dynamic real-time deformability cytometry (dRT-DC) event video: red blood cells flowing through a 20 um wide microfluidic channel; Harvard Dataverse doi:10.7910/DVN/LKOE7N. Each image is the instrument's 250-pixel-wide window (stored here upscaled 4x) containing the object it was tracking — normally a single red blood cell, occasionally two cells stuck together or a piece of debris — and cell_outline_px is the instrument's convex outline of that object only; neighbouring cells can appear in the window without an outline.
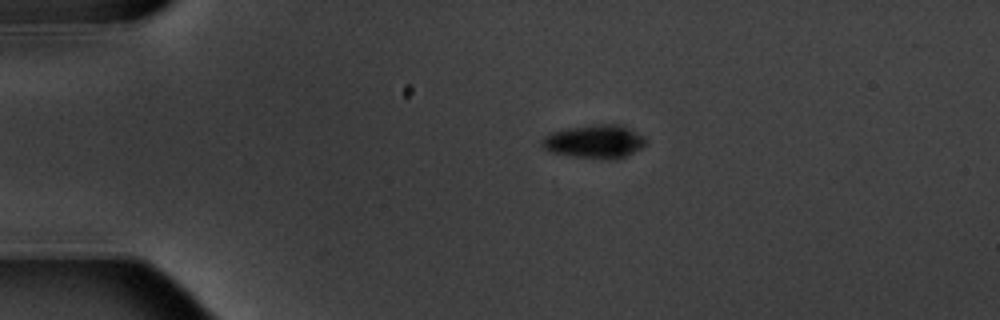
{"species": "common noctule bat (a hibernating species)", "species_latin": "Nyctalus noctula", "temperature_condition": "warm", "stored_images_in_passage": 5, "camera_frame_rate_fps": 3000, "um_per_image_px": 0.085, "animal": {"sex": "male", "body_mass_g": 20.1, "forearm_length_mm": 53.5}, "frame": {"image": 1, "passage_image": 3, "time_ms": 2.333, "image_size_px": [1000, 320], "cell_outline_px": [[648, 144], [624, 156], [608, 160], [604, 160], [572, 156], [552, 152], [544, 148], [540, 144], [540, 140], [544, 136], [552, 132], [564, 128], [596, 124], [624, 124], [648, 140]], "centroid_in_image_um": [50.54, 12.02], "position_along_channel_um": 34.5, "area_um2": 20.46}}
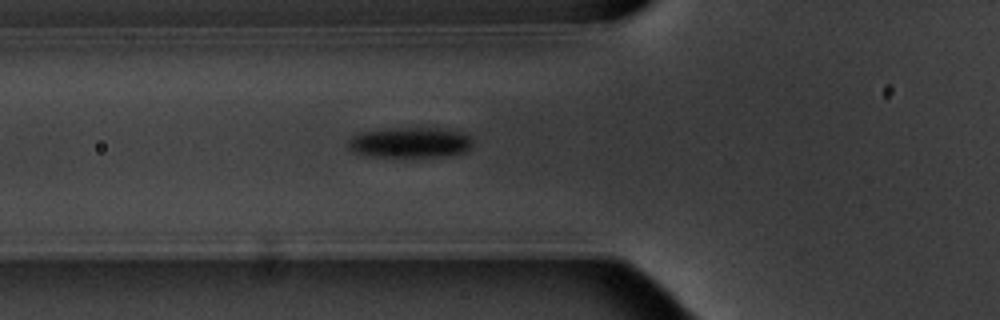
{"frame": {"image": 2, "passage_image": 5, "time_ms": 5.333, "image_size_px": [1000, 320], "cell_outline_px": [[472, 148], [464, 152], [444, 156], [368, 156], [352, 152], [348, 148], [348, 140], [352, 136], [360, 132], [396, 128], [444, 128], [464, 132], [472, 140]], "centroid_in_image_um": [34.86, 12.1], "position_along_channel_um": 90.9, "area_um2": 22.14}}